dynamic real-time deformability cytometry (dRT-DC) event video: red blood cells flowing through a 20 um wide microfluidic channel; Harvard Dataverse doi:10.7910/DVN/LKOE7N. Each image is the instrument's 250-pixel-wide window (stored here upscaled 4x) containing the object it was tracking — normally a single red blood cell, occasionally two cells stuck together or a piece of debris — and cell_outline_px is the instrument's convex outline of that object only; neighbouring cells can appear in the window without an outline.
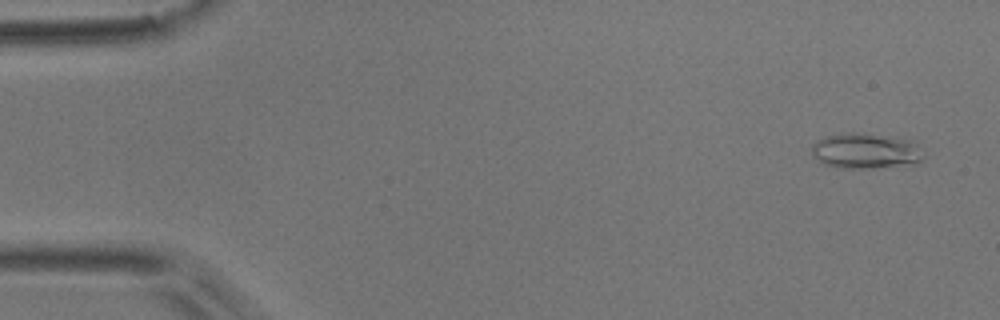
{"species": "common noctule bat (a hibernating species)", "species_latin": "Nyctalus noctula", "temperature_condition": "room temperature", "stored_images_in_passage": 5, "camera_frame_rate_fps": 3000, "um_per_image_px": 0.085, "animal": {"sex": "male", "body_mass_g": 17.9}, "frame": {"image": 1, "passage_image": 1, "time_ms": 0.0, "image_size_px": [1000, 320], "cell_outline_px": [[924, 156], [920, 164], [872, 168], [840, 168], [824, 164], [812, 156], [812, 144], [816, 140], [824, 136], [840, 132], [852, 132], [912, 140], [916, 144]], "centroid_in_image_um": [73.56, 12.84], "position_along_channel_um": 11.4, "area_um2": 23.35}}